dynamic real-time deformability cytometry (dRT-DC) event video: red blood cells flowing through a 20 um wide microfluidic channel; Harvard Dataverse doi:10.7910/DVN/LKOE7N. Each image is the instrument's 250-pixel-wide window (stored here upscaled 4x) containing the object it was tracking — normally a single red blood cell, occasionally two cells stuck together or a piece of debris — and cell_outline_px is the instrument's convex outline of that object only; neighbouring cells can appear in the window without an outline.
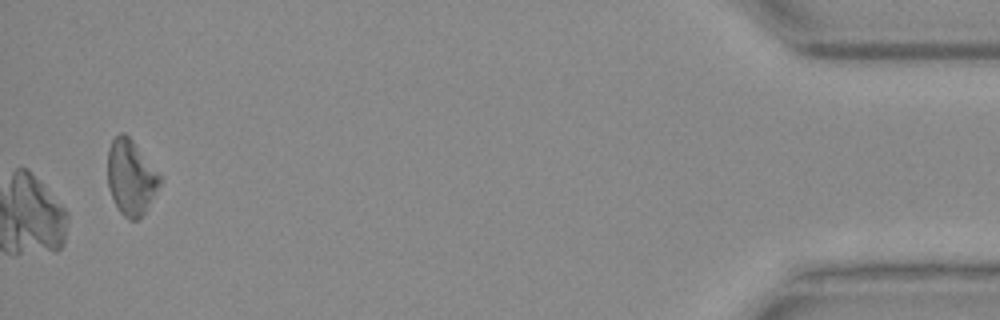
{"species": "Egyptian fruit bat (a non-hibernating species)", "species_latin": "Rousettus aegyptiacus", "temperature_condition": "warm", "stored_images_in_passage": 35, "camera_frame_rate_fps": 3000, "um_per_image_px": 0.085, "animal": {"sex": "female"}, "frame": {"image": 1, "passage_image": 35, "time_ms": 11.333, "image_size_px": [1000, 320], "cell_outline_px": [[164, 180], [144, 212], [136, 220], [128, 220], [120, 212], [108, 188], [108, 148], [112, 140], [120, 132], [124, 132], [132, 140], [164, 176]], "centroid_in_image_um": [11.17, 15.05], "position_along_channel_um": 424.0, "area_um2": 23.12}}